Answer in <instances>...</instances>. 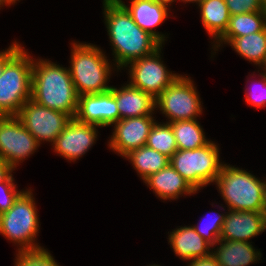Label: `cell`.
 Masks as SVG:
<instances>
[{
	"mask_svg": "<svg viewBox=\"0 0 266 266\" xmlns=\"http://www.w3.org/2000/svg\"><path fill=\"white\" fill-rule=\"evenodd\" d=\"M21 44L15 40L9 48L0 52V76L4 72L5 66L22 50Z\"/></svg>",
	"mask_w": 266,
	"mask_h": 266,
	"instance_id": "32",
	"label": "cell"
},
{
	"mask_svg": "<svg viewBox=\"0 0 266 266\" xmlns=\"http://www.w3.org/2000/svg\"><path fill=\"white\" fill-rule=\"evenodd\" d=\"M40 144L17 116H0V159L14 170L34 154Z\"/></svg>",
	"mask_w": 266,
	"mask_h": 266,
	"instance_id": "11",
	"label": "cell"
},
{
	"mask_svg": "<svg viewBox=\"0 0 266 266\" xmlns=\"http://www.w3.org/2000/svg\"><path fill=\"white\" fill-rule=\"evenodd\" d=\"M33 59L23 48L0 76V116H17L31 99Z\"/></svg>",
	"mask_w": 266,
	"mask_h": 266,
	"instance_id": "5",
	"label": "cell"
},
{
	"mask_svg": "<svg viewBox=\"0 0 266 266\" xmlns=\"http://www.w3.org/2000/svg\"><path fill=\"white\" fill-rule=\"evenodd\" d=\"M262 68H263V72L266 74V64Z\"/></svg>",
	"mask_w": 266,
	"mask_h": 266,
	"instance_id": "39",
	"label": "cell"
},
{
	"mask_svg": "<svg viewBox=\"0 0 266 266\" xmlns=\"http://www.w3.org/2000/svg\"><path fill=\"white\" fill-rule=\"evenodd\" d=\"M230 15L262 11L263 0H225Z\"/></svg>",
	"mask_w": 266,
	"mask_h": 266,
	"instance_id": "31",
	"label": "cell"
},
{
	"mask_svg": "<svg viewBox=\"0 0 266 266\" xmlns=\"http://www.w3.org/2000/svg\"><path fill=\"white\" fill-rule=\"evenodd\" d=\"M228 211L219 239L248 242L266 230V212Z\"/></svg>",
	"mask_w": 266,
	"mask_h": 266,
	"instance_id": "15",
	"label": "cell"
},
{
	"mask_svg": "<svg viewBox=\"0 0 266 266\" xmlns=\"http://www.w3.org/2000/svg\"><path fill=\"white\" fill-rule=\"evenodd\" d=\"M214 216L210 218H206L207 222L201 226V224L197 223L196 225H192V227L195 229V231L203 237L208 243H210L213 247L216 246V243L219 241L221 232H222V227L225 219V214H213Z\"/></svg>",
	"mask_w": 266,
	"mask_h": 266,
	"instance_id": "28",
	"label": "cell"
},
{
	"mask_svg": "<svg viewBox=\"0 0 266 266\" xmlns=\"http://www.w3.org/2000/svg\"><path fill=\"white\" fill-rule=\"evenodd\" d=\"M262 11H263V12L265 13V15H266V0H263Z\"/></svg>",
	"mask_w": 266,
	"mask_h": 266,
	"instance_id": "38",
	"label": "cell"
},
{
	"mask_svg": "<svg viewBox=\"0 0 266 266\" xmlns=\"http://www.w3.org/2000/svg\"><path fill=\"white\" fill-rule=\"evenodd\" d=\"M15 260V266H59L44 247L20 250Z\"/></svg>",
	"mask_w": 266,
	"mask_h": 266,
	"instance_id": "27",
	"label": "cell"
},
{
	"mask_svg": "<svg viewBox=\"0 0 266 266\" xmlns=\"http://www.w3.org/2000/svg\"><path fill=\"white\" fill-rule=\"evenodd\" d=\"M219 147L212 140L193 150H177L170 158L172 167L197 192L215 183L222 166Z\"/></svg>",
	"mask_w": 266,
	"mask_h": 266,
	"instance_id": "6",
	"label": "cell"
},
{
	"mask_svg": "<svg viewBox=\"0 0 266 266\" xmlns=\"http://www.w3.org/2000/svg\"><path fill=\"white\" fill-rule=\"evenodd\" d=\"M104 21L117 71L141 57L152 54L161 44L141 29L121 4L103 0Z\"/></svg>",
	"mask_w": 266,
	"mask_h": 266,
	"instance_id": "1",
	"label": "cell"
},
{
	"mask_svg": "<svg viewBox=\"0 0 266 266\" xmlns=\"http://www.w3.org/2000/svg\"><path fill=\"white\" fill-rule=\"evenodd\" d=\"M198 7L206 32L215 39L214 42L217 41L225 33L230 20L225 0H203Z\"/></svg>",
	"mask_w": 266,
	"mask_h": 266,
	"instance_id": "22",
	"label": "cell"
},
{
	"mask_svg": "<svg viewBox=\"0 0 266 266\" xmlns=\"http://www.w3.org/2000/svg\"><path fill=\"white\" fill-rule=\"evenodd\" d=\"M266 28V15L263 11L230 15L225 33L213 44L217 51L222 43L227 44L235 37H242L263 31Z\"/></svg>",
	"mask_w": 266,
	"mask_h": 266,
	"instance_id": "21",
	"label": "cell"
},
{
	"mask_svg": "<svg viewBox=\"0 0 266 266\" xmlns=\"http://www.w3.org/2000/svg\"><path fill=\"white\" fill-rule=\"evenodd\" d=\"M188 266H220L213 253L205 257L194 258Z\"/></svg>",
	"mask_w": 266,
	"mask_h": 266,
	"instance_id": "33",
	"label": "cell"
},
{
	"mask_svg": "<svg viewBox=\"0 0 266 266\" xmlns=\"http://www.w3.org/2000/svg\"><path fill=\"white\" fill-rule=\"evenodd\" d=\"M34 199L31 189L23 190L13 206L0 214V234L18 244V251L41 247L35 242L40 228Z\"/></svg>",
	"mask_w": 266,
	"mask_h": 266,
	"instance_id": "7",
	"label": "cell"
},
{
	"mask_svg": "<svg viewBox=\"0 0 266 266\" xmlns=\"http://www.w3.org/2000/svg\"><path fill=\"white\" fill-rule=\"evenodd\" d=\"M163 200L178 199L181 195L197 193L189 183L169 164L143 180Z\"/></svg>",
	"mask_w": 266,
	"mask_h": 266,
	"instance_id": "18",
	"label": "cell"
},
{
	"mask_svg": "<svg viewBox=\"0 0 266 266\" xmlns=\"http://www.w3.org/2000/svg\"><path fill=\"white\" fill-rule=\"evenodd\" d=\"M75 119L81 123L100 127L111 126L120 120L115 96L109 90L98 94L78 96V108Z\"/></svg>",
	"mask_w": 266,
	"mask_h": 266,
	"instance_id": "14",
	"label": "cell"
},
{
	"mask_svg": "<svg viewBox=\"0 0 266 266\" xmlns=\"http://www.w3.org/2000/svg\"><path fill=\"white\" fill-rule=\"evenodd\" d=\"M17 117L39 144L55 142L72 117L64 112L49 109L29 99L20 109Z\"/></svg>",
	"mask_w": 266,
	"mask_h": 266,
	"instance_id": "10",
	"label": "cell"
},
{
	"mask_svg": "<svg viewBox=\"0 0 266 266\" xmlns=\"http://www.w3.org/2000/svg\"><path fill=\"white\" fill-rule=\"evenodd\" d=\"M162 45L152 54L129 63L128 83L156 99L180 75L170 72L161 61Z\"/></svg>",
	"mask_w": 266,
	"mask_h": 266,
	"instance_id": "9",
	"label": "cell"
},
{
	"mask_svg": "<svg viewBox=\"0 0 266 266\" xmlns=\"http://www.w3.org/2000/svg\"><path fill=\"white\" fill-rule=\"evenodd\" d=\"M170 124L176 138L178 150L197 149L210 141L206 139L203 128L197 119L179 120Z\"/></svg>",
	"mask_w": 266,
	"mask_h": 266,
	"instance_id": "25",
	"label": "cell"
},
{
	"mask_svg": "<svg viewBox=\"0 0 266 266\" xmlns=\"http://www.w3.org/2000/svg\"><path fill=\"white\" fill-rule=\"evenodd\" d=\"M13 3L10 1V0H0V8L2 7V6H7V5H12Z\"/></svg>",
	"mask_w": 266,
	"mask_h": 266,
	"instance_id": "35",
	"label": "cell"
},
{
	"mask_svg": "<svg viewBox=\"0 0 266 266\" xmlns=\"http://www.w3.org/2000/svg\"><path fill=\"white\" fill-rule=\"evenodd\" d=\"M215 184L228 210L266 212V181L246 170L224 164Z\"/></svg>",
	"mask_w": 266,
	"mask_h": 266,
	"instance_id": "3",
	"label": "cell"
},
{
	"mask_svg": "<svg viewBox=\"0 0 266 266\" xmlns=\"http://www.w3.org/2000/svg\"><path fill=\"white\" fill-rule=\"evenodd\" d=\"M156 1L163 2L167 5H170L171 3L176 2V0H156Z\"/></svg>",
	"mask_w": 266,
	"mask_h": 266,
	"instance_id": "37",
	"label": "cell"
},
{
	"mask_svg": "<svg viewBox=\"0 0 266 266\" xmlns=\"http://www.w3.org/2000/svg\"><path fill=\"white\" fill-rule=\"evenodd\" d=\"M121 119L154 114L155 99L130 83L121 88L111 87Z\"/></svg>",
	"mask_w": 266,
	"mask_h": 266,
	"instance_id": "17",
	"label": "cell"
},
{
	"mask_svg": "<svg viewBox=\"0 0 266 266\" xmlns=\"http://www.w3.org/2000/svg\"><path fill=\"white\" fill-rule=\"evenodd\" d=\"M179 1H181V2H185V3H187V2H191V3H197V5L199 4V3H201L203 0H179Z\"/></svg>",
	"mask_w": 266,
	"mask_h": 266,
	"instance_id": "36",
	"label": "cell"
},
{
	"mask_svg": "<svg viewBox=\"0 0 266 266\" xmlns=\"http://www.w3.org/2000/svg\"><path fill=\"white\" fill-rule=\"evenodd\" d=\"M69 72L78 96L98 94L111 90L107 85L111 65L102 50L90 43L73 42Z\"/></svg>",
	"mask_w": 266,
	"mask_h": 266,
	"instance_id": "4",
	"label": "cell"
},
{
	"mask_svg": "<svg viewBox=\"0 0 266 266\" xmlns=\"http://www.w3.org/2000/svg\"><path fill=\"white\" fill-rule=\"evenodd\" d=\"M108 1L123 5L141 29L148 32L161 45L164 44L166 36L156 32L153 28H156L168 18L169 5L156 0H131L130 6L126 5L123 0Z\"/></svg>",
	"mask_w": 266,
	"mask_h": 266,
	"instance_id": "16",
	"label": "cell"
},
{
	"mask_svg": "<svg viewBox=\"0 0 266 266\" xmlns=\"http://www.w3.org/2000/svg\"><path fill=\"white\" fill-rule=\"evenodd\" d=\"M35 60L32 67L31 99L75 118L78 94L69 69L47 59Z\"/></svg>",
	"mask_w": 266,
	"mask_h": 266,
	"instance_id": "2",
	"label": "cell"
},
{
	"mask_svg": "<svg viewBox=\"0 0 266 266\" xmlns=\"http://www.w3.org/2000/svg\"><path fill=\"white\" fill-rule=\"evenodd\" d=\"M146 146L171 158L178 150L171 124L155 122L147 137Z\"/></svg>",
	"mask_w": 266,
	"mask_h": 266,
	"instance_id": "26",
	"label": "cell"
},
{
	"mask_svg": "<svg viewBox=\"0 0 266 266\" xmlns=\"http://www.w3.org/2000/svg\"><path fill=\"white\" fill-rule=\"evenodd\" d=\"M96 127L100 126L81 123L72 118L55 142L51 144L54 152L70 162L78 160L95 143L98 136Z\"/></svg>",
	"mask_w": 266,
	"mask_h": 266,
	"instance_id": "13",
	"label": "cell"
},
{
	"mask_svg": "<svg viewBox=\"0 0 266 266\" xmlns=\"http://www.w3.org/2000/svg\"><path fill=\"white\" fill-rule=\"evenodd\" d=\"M16 185L12 174L5 181L0 182V214L8 211L23 192L18 191Z\"/></svg>",
	"mask_w": 266,
	"mask_h": 266,
	"instance_id": "29",
	"label": "cell"
},
{
	"mask_svg": "<svg viewBox=\"0 0 266 266\" xmlns=\"http://www.w3.org/2000/svg\"><path fill=\"white\" fill-rule=\"evenodd\" d=\"M261 80L256 82V86L249 87V90H245V98L246 103L249 106L257 107V108H265L266 107V74L263 72L259 73ZM254 87V88H253ZM251 88V89H250Z\"/></svg>",
	"mask_w": 266,
	"mask_h": 266,
	"instance_id": "30",
	"label": "cell"
},
{
	"mask_svg": "<svg viewBox=\"0 0 266 266\" xmlns=\"http://www.w3.org/2000/svg\"><path fill=\"white\" fill-rule=\"evenodd\" d=\"M13 170L8 163L0 159V182L5 181L12 174Z\"/></svg>",
	"mask_w": 266,
	"mask_h": 266,
	"instance_id": "34",
	"label": "cell"
},
{
	"mask_svg": "<svg viewBox=\"0 0 266 266\" xmlns=\"http://www.w3.org/2000/svg\"><path fill=\"white\" fill-rule=\"evenodd\" d=\"M125 159L130 160L142 180L170 164L169 157L146 145L131 151Z\"/></svg>",
	"mask_w": 266,
	"mask_h": 266,
	"instance_id": "24",
	"label": "cell"
},
{
	"mask_svg": "<svg viewBox=\"0 0 266 266\" xmlns=\"http://www.w3.org/2000/svg\"><path fill=\"white\" fill-rule=\"evenodd\" d=\"M13 4L16 3V1H19V0H10Z\"/></svg>",
	"mask_w": 266,
	"mask_h": 266,
	"instance_id": "40",
	"label": "cell"
},
{
	"mask_svg": "<svg viewBox=\"0 0 266 266\" xmlns=\"http://www.w3.org/2000/svg\"><path fill=\"white\" fill-rule=\"evenodd\" d=\"M212 253L220 266H248L261 260L262 253L248 242L221 240L216 243ZM216 250V251H215Z\"/></svg>",
	"mask_w": 266,
	"mask_h": 266,
	"instance_id": "20",
	"label": "cell"
},
{
	"mask_svg": "<svg viewBox=\"0 0 266 266\" xmlns=\"http://www.w3.org/2000/svg\"><path fill=\"white\" fill-rule=\"evenodd\" d=\"M168 237L175 255L184 261L208 256L213 251V246L201 237L192 225L176 228Z\"/></svg>",
	"mask_w": 266,
	"mask_h": 266,
	"instance_id": "19",
	"label": "cell"
},
{
	"mask_svg": "<svg viewBox=\"0 0 266 266\" xmlns=\"http://www.w3.org/2000/svg\"><path fill=\"white\" fill-rule=\"evenodd\" d=\"M153 115L121 119L114 123L109 147L125 157L131 151L146 145L147 137L156 122Z\"/></svg>",
	"mask_w": 266,
	"mask_h": 266,
	"instance_id": "12",
	"label": "cell"
},
{
	"mask_svg": "<svg viewBox=\"0 0 266 266\" xmlns=\"http://www.w3.org/2000/svg\"><path fill=\"white\" fill-rule=\"evenodd\" d=\"M193 82L190 77L180 75L155 99V108L167 117L166 123L195 120L202 114L203 108Z\"/></svg>",
	"mask_w": 266,
	"mask_h": 266,
	"instance_id": "8",
	"label": "cell"
},
{
	"mask_svg": "<svg viewBox=\"0 0 266 266\" xmlns=\"http://www.w3.org/2000/svg\"><path fill=\"white\" fill-rule=\"evenodd\" d=\"M228 44L249 62L261 68L266 64V28L257 33L235 37Z\"/></svg>",
	"mask_w": 266,
	"mask_h": 266,
	"instance_id": "23",
	"label": "cell"
}]
</instances>
